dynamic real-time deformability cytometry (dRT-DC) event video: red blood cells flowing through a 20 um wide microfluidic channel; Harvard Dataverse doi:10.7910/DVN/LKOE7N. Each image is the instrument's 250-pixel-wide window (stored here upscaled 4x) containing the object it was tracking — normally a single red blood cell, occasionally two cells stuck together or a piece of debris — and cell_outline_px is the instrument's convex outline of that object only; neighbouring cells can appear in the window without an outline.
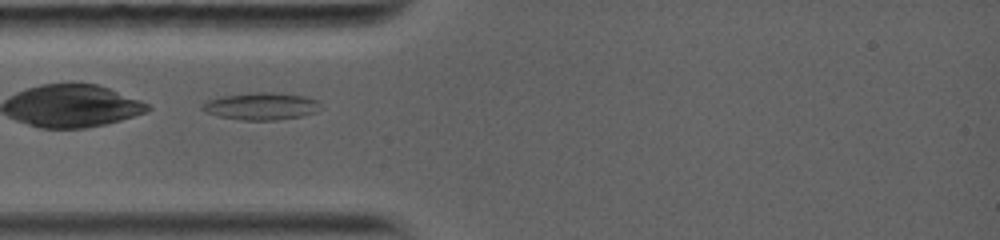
{"species": "common noctule bat (a hibernating species)", "species_latin": "Nyctalus noctula", "temperature_condition": "warm", "stored_images_in_passage": 20, "camera_frame_rate_fps": 5000, "um_per_image_px": 0.085, "animal": {"sex": "female", "body_mass_g": 19.0, "forearm_length_mm": 56.7}, "frame": {"image": 1, "passage_image": 1, "time_ms": 0.0, "image_size_px": [1000, 240], "cell_outline_px": [[316, 112], [300, 116], [272, 120], [244, 120], [220, 116], [208, 112], [204, 108], [204, 104], [208, 100], [224, 96], [264, 92], [300, 96], [316, 100]], "centroid_in_image_um": [22.18, 9.04], "position_along_channel_um": 62.8, "area_um2": 17.63}}
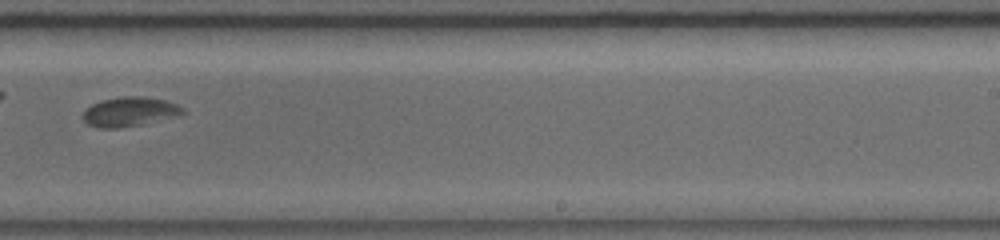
{"frame": {"image": 2, "passage_image": 12, "time_ms": 5.4, "image_size_px": [1000, 240], "cell_outline_px": [[184, 112], [136, 124], [116, 128], [104, 128], [88, 124], [84, 120], [84, 112], [88, 108], [104, 100], [124, 96], [140, 96], [164, 100], [176, 104]], "centroid_in_image_um": [10.94, 9.47], "position_along_channel_um": 278.1, "area_um2": 15.78}}